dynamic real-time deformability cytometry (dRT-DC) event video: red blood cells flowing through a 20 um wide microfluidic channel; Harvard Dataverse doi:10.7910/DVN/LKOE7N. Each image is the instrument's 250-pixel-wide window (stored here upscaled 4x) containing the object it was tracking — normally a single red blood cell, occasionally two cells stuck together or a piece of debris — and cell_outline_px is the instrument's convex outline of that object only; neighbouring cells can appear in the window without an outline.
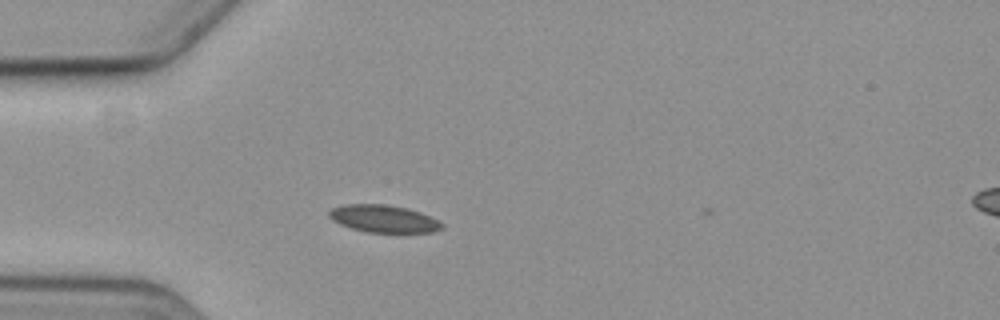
{"species": "common noctule bat (a hibernating species)", "species_latin": "Nyctalus noctula", "temperature_condition": "cold", "stored_images_in_passage": 2, "camera_frame_rate_fps": 3000, "um_per_image_px": 0.085, "animal": {"sex": "female", "body_mass_g": 19.3, "forearm_length_mm": 54.1}, "frame": {"image": 1, "passage_image": 1, "time_ms": 0.0, "image_size_px": [1000, 320], "cell_outline_px": [[444, 228], [432, 232], [368, 232], [352, 228], [340, 224], [332, 220], [328, 216], [328, 212], [332, 208], [344, 204], [388, 204], [408, 208], [420, 212], [444, 224]], "centroid_in_image_um": [32.59, 18.58], "position_along_channel_um": 52.4, "area_um2": 17.98}}